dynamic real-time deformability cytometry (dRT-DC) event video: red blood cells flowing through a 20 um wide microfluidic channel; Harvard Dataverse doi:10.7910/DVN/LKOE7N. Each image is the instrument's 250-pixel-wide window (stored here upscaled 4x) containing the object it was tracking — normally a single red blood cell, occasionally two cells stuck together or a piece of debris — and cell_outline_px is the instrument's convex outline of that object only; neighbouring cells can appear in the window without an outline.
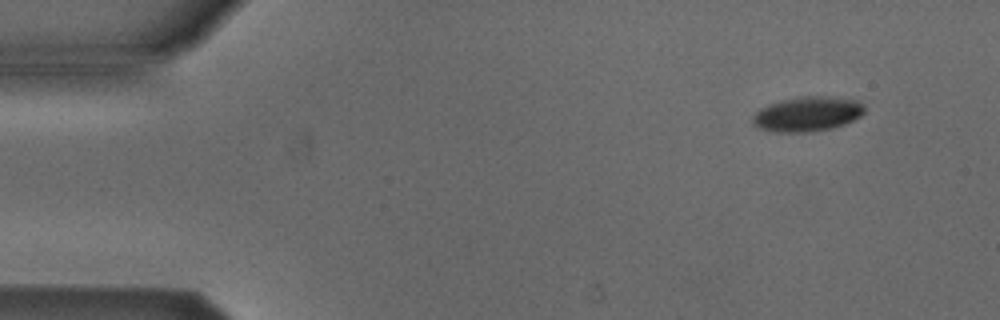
{"species": "Egyptian fruit bat (a non-hibernating species)", "species_latin": "Rousettus aegyptiacus", "temperature_condition": "cold", "stored_images_in_passage": 5, "camera_frame_rate_fps": 3000, "um_per_image_px": 0.085, "animal": {"sex": "male"}, "frame": {"image": 1, "passage_image": 1, "time_ms": 0.0, "image_size_px": [1000, 320], "cell_outline_px": [[864, 112], [860, 116], [844, 124], [832, 128], [808, 132], [772, 132], [760, 128], [752, 124], [752, 116], [760, 108], [768, 104], [780, 100], [800, 96], [828, 96], [856, 100], [864, 104]], "centroid_in_image_um": [68.6, 9.68], "position_along_channel_um": 16.4, "area_um2": 22.77}}
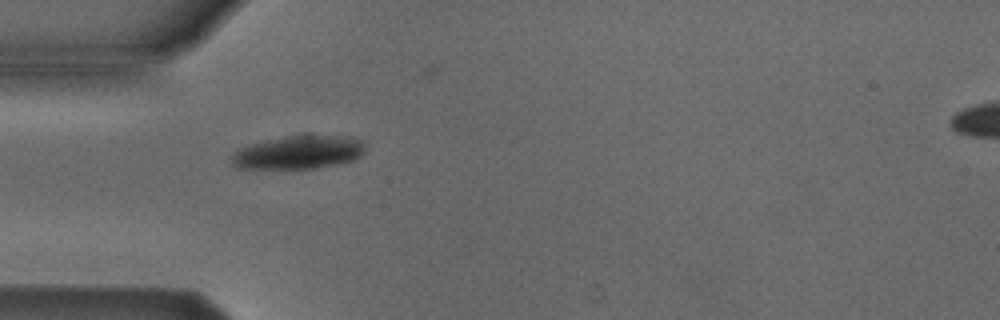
{"frame": {"image": 2, "passage_image": 4, "time_ms": 3.667, "image_size_px": [1000, 320], "cell_outline_px": [[364, 152], [356, 160], [316, 168], [236, 168], [232, 164], [232, 156], [240, 148], [248, 144], [308, 132], [340, 136], [364, 140]], "centroid_in_image_um": [25.43, 12.91], "position_along_channel_um": 59.6, "area_um2": 26.36}}